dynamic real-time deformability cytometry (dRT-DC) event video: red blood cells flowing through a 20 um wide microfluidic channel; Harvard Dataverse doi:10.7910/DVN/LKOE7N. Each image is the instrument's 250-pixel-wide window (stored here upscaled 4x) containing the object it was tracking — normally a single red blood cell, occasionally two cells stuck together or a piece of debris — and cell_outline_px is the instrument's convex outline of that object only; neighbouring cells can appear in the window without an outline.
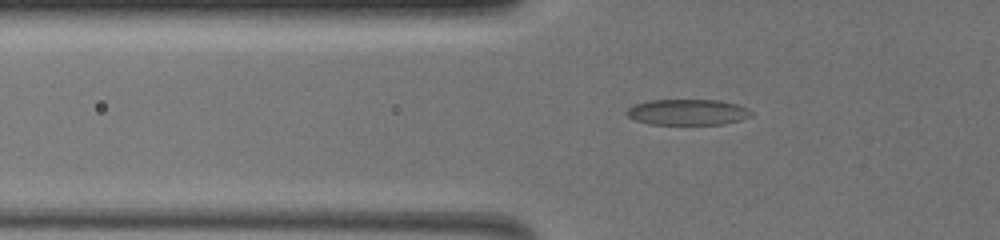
{"species": "common noctule bat (a hibernating species)", "species_latin": "Nyctalus noctula", "temperature_condition": "warm", "stored_images_in_passage": 41, "camera_frame_rate_fps": 3000, "um_per_image_px": 0.085, "animal": {"sex": "female", "body_mass_g": 19.5, "forearm_length_mm": 54.1}, "frame": {"image": 1, "passage_image": 2, "time_ms": 0.333, "image_size_px": [1000, 240], "cell_outline_px": [[752, 116], [740, 120], [724, 124], [652, 124], [636, 120], [628, 116], [624, 112], [632, 104], [648, 100], [720, 100], [736, 104], [748, 108], [752, 112]], "centroid_in_image_um": [58.44, 9.52], "position_along_channel_um": 67.4, "area_um2": 18.84}}
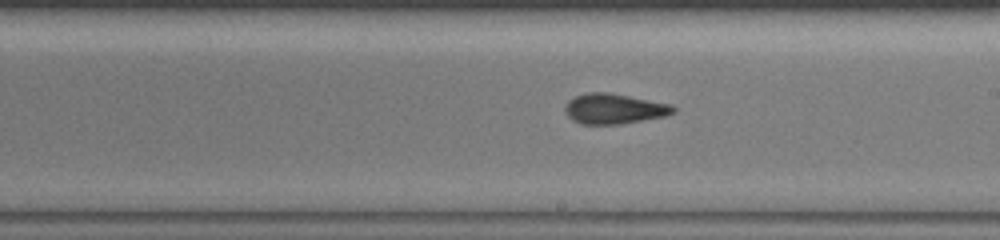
{"frame": {"image": 2, "passage_image": 18, "time_ms": 5.667, "image_size_px": [1000, 240], "cell_outline_px": [[676, 112], [664, 116], [620, 124], [580, 124], [572, 120], [564, 112], [564, 108], [568, 100], [576, 96], [588, 92], [608, 92], [672, 104], [676, 108]], "centroid_in_image_um": [52.19, 9.24], "position_along_channel_um": 236.8, "area_um2": 19.13}}
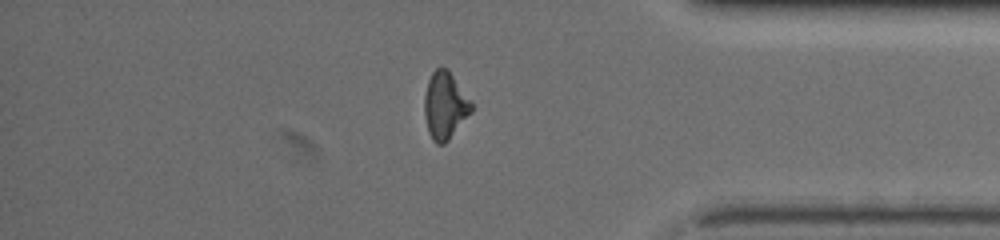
{"frame": {"image": 3, "passage_image": 34, "time_ms": 11.0, "image_size_px": [1000, 240], "cell_outline_px": [[472, 112], [448, 140], [444, 144], [436, 144], [432, 140], [428, 132], [424, 116], [424, 96], [428, 80], [432, 72], [436, 68], [448, 68], [472, 104]], "centroid_in_image_um": [37.8, 8.98], "position_along_channel_um": 397.4, "area_um2": 18.32}}